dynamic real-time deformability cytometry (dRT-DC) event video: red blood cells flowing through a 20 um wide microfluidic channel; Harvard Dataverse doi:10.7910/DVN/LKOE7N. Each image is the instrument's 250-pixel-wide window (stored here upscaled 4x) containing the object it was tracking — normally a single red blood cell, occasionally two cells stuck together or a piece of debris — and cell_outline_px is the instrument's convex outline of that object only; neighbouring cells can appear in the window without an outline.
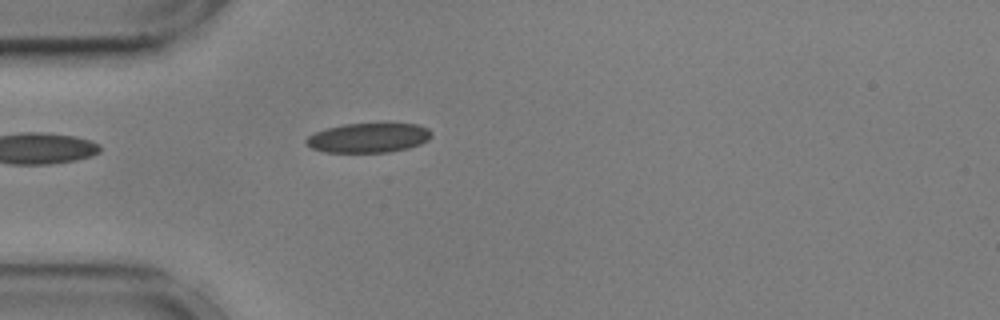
{"species": "common noctule bat (a hibernating species)", "species_latin": "Nyctalus noctula", "temperature_condition": "cold", "stored_images_in_passage": 29, "camera_frame_rate_fps": 3000, "um_per_image_px": 0.085, "animal": {"sex": "male", "body_mass_g": 17.9, "forearm_length_mm": 54.2}, "frame": {"image": 1, "passage_image": 1, "time_ms": 0.0, "image_size_px": [1000, 320], "cell_outline_px": [[432, 136], [428, 140], [420, 144], [408, 148], [388, 152], [324, 152], [312, 148], [304, 140], [308, 136], [316, 132], [328, 128], [344, 124], [388, 120], [416, 124], [428, 128], [432, 132]], "centroid_in_image_um": [31.39, 11.66], "position_along_channel_um": 53.6, "area_um2": 22.43}}
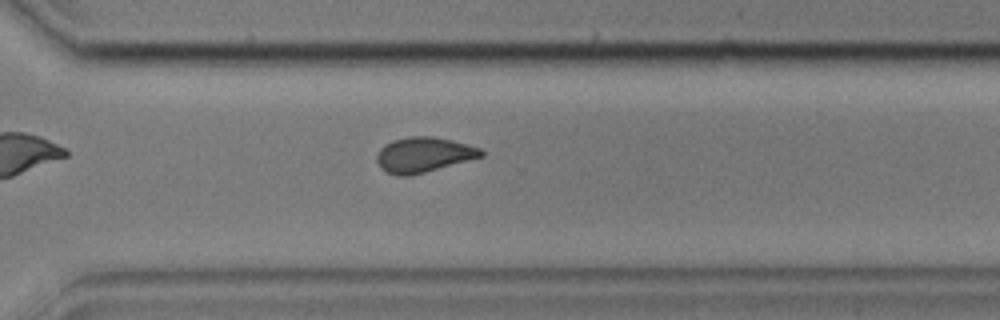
{"frame": {"image": 2, "passage_image": 25, "time_ms": 8.0, "image_size_px": [1000, 320], "cell_outline_px": [[484, 156], [424, 172], [408, 176], [396, 176], [380, 168], [376, 160], [376, 156], [380, 148], [384, 144], [392, 140], [412, 136], [432, 136], [452, 140], [480, 148], [484, 152]], "centroid_in_image_um": [35.98, 13.15], "position_along_channel_um": 334.6, "area_um2": 21.27}, "authors_computed_cell_mechanics": {"area_um2": 21.2704, "velocity_mm_per_s": 3.5912, "shape_relaxation_time_tau1_ms": 8.5316, "shape_relaxation_time_tau2_ms": 1.5476, "deformation_change_tau1": 0.171, "deformation_change_tau2": 0.0729}}